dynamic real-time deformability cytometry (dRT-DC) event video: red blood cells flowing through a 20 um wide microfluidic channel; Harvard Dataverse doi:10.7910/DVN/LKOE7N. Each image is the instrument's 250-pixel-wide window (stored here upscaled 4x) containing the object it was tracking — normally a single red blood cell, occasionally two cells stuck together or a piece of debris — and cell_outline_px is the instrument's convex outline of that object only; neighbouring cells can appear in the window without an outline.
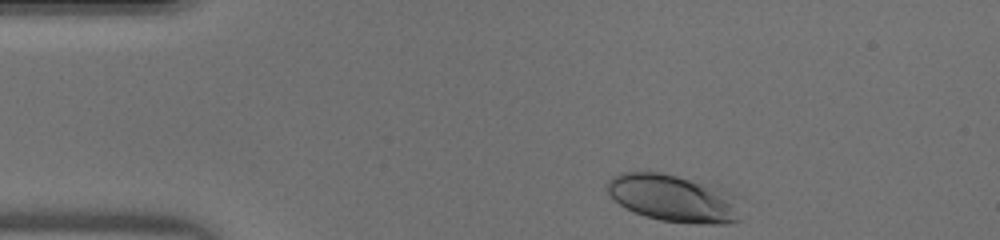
{"species": "human", "species_latin": "Homo sapiens", "temperature_condition": "warm", "stored_images_in_passage": 35, "camera_frame_rate_fps": 3000, "um_per_image_px": 0.085, "donor": {"sex": "male"}, "frame": {"image": 1, "passage_image": 1, "time_ms": 0.0, "image_size_px": [1000, 240], "cell_outline_px": [[740, 220], [728, 224], [692, 224], [660, 220], [644, 216], [624, 208], [608, 192], [608, 180], [612, 176], [620, 172], [660, 172], [676, 176], [736, 196]], "centroid_in_image_um": [57.19, 16.89], "position_along_channel_um": 27.8, "area_um2": 36.13}}
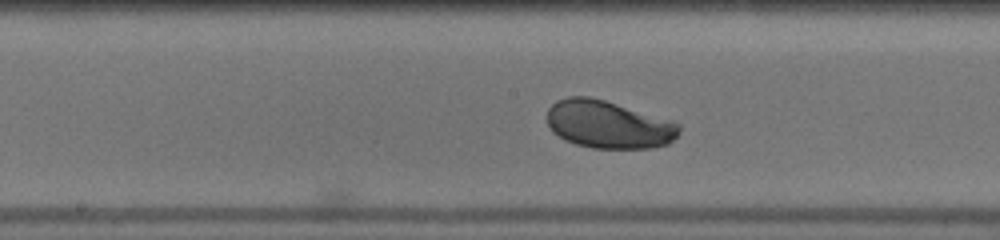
{"frame": {"image": 2, "passage_image": 17, "time_ms": 5.333, "image_size_px": [1000, 240], "cell_outline_px": [[680, 132], [668, 144], [652, 148], [592, 148], [576, 144], [564, 140], [552, 132], [548, 128], [548, 108], [556, 100], [568, 96], [588, 96], [604, 100], [672, 120], [680, 124]], "centroid_in_image_um": [51.7, 10.58], "position_along_channel_um": 196.5, "area_um2": 36.93}}
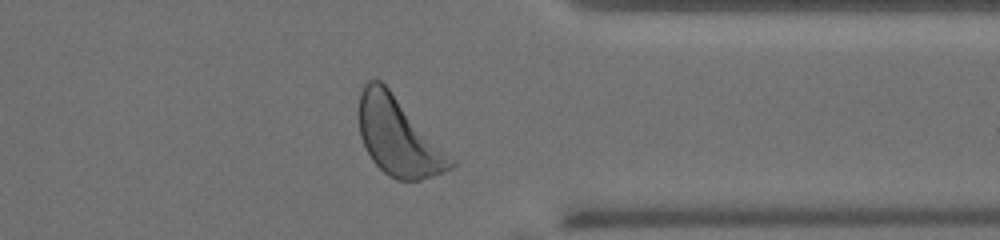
{"frame": {"image": 3, "passage_image": 30, "time_ms": 9.667, "image_size_px": [1000, 240], "cell_outline_px": [[456, 164], [452, 168], [444, 172], [420, 180], [396, 180], [388, 176], [372, 160], [360, 136], [360, 92], [364, 84], [368, 80], [380, 80], [388, 88], [456, 160]], "centroid_in_image_um": [33.89, 11.65], "position_along_channel_um": 377.5, "area_um2": 41.27}}